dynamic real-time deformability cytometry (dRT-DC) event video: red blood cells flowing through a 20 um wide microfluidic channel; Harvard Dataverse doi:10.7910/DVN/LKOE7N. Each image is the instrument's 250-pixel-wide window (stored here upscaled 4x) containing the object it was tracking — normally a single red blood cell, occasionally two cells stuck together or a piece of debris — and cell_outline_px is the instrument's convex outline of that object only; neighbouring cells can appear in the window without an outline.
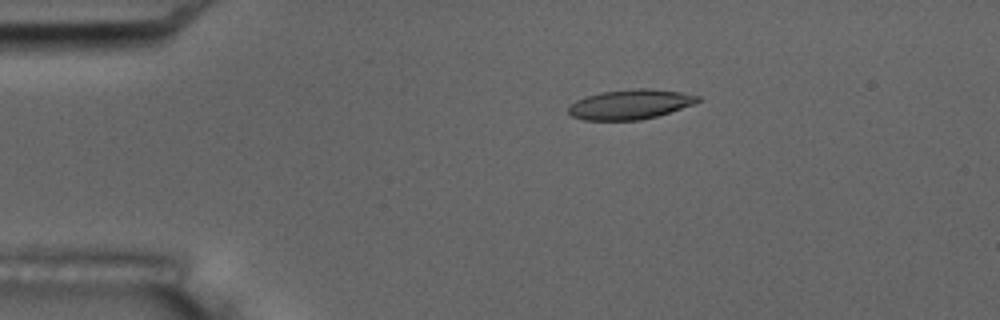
{"species": "common noctule bat (a hibernating species)", "species_latin": "Nyctalus noctula", "temperature_condition": "room temperature", "stored_images_in_passage": 5, "camera_frame_rate_fps": 3000, "um_per_image_px": 0.085, "animal": {"sex": "male", "body_mass_g": 17.5, "forearm_length_mm": 52.3}, "frame": {"image": 1, "passage_image": 3, "time_ms": 2.333, "image_size_px": [1000, 320], "cell_outline_px": [[700, 100], [692, 104], [656, 116], [640, 120], [584, 120], [572, 116], [568, 112], [568, 108], [576, 100], [600, 92], [632, 88], [648, 88], [680, 92], [700, 96]], "centroid_in_image_um": [53.54, 8.86], "position_along_channel_um": 31.5, "area_um2": 22.2}}